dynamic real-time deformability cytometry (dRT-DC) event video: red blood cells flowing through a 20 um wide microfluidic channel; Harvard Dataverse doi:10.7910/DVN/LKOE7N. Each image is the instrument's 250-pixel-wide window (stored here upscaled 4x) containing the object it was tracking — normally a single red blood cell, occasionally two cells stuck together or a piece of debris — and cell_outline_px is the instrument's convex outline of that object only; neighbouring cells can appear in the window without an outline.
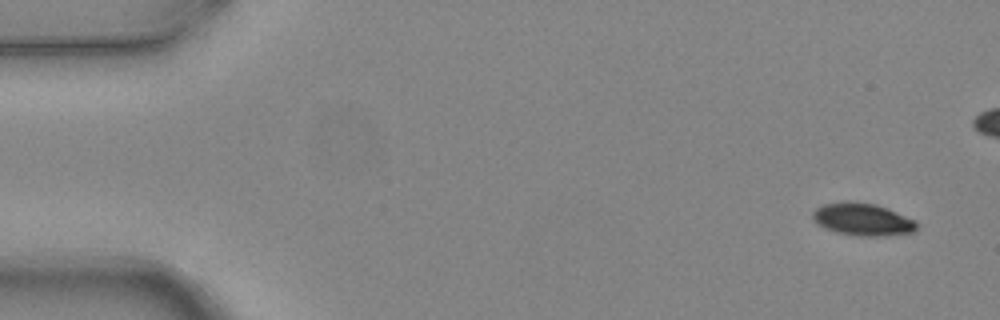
{"species": "common noctule bat (a hibernating species)", "species_latin": "Nyctalus noctula", "temperature_condition": "warm", "stored_images_in_passage": 9, "camera_frame_rate_fps": 3000, "um_per_image_px": 0.085, "animal": {"sex": "female", "body_mass_g": 24.6, "forearm_length_mm": 56.2}, "frame": {"image": 1, "passage_image": 1, "time_ms": 0.0, "image_size_px": [1000, 320], "cell_outline_px": [[916, 232], [884, 236], [860, 236], [836, 232], [824, 228], [816, 224], [812, 220], [812, 212], [816, 208], [824, 204], [844, 200], [848, 200], [876, 204], [888, 208], [916, 220]], "centroid_in_image_um": [73.3, 18.64], "position_along_channel_um": 11.7, "area_um2": 20.06}}
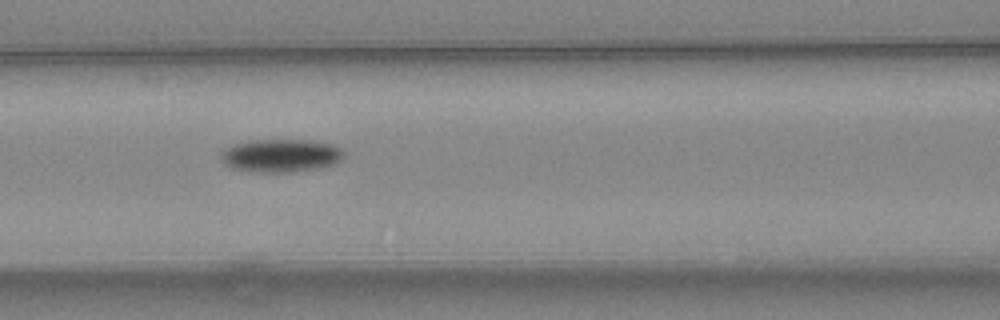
{"frame": {"image": 2, "passage_image": 8, "time_ms": 2.333, "image_size_px": [1000, 320], "cell_outline_px": [[344, 156], [340, 160], [332, 164], [320, 168], [296, 172], [248, 172], [232, 168], [224, 164], [220, 156], [232, 144], [252, 140], [316, 140], [336, 144], [344, 148]], "centroid_in_image_um": [23.93, 13.22], "position_along_channel_um": 142.7, "area_um2": 24.1}}
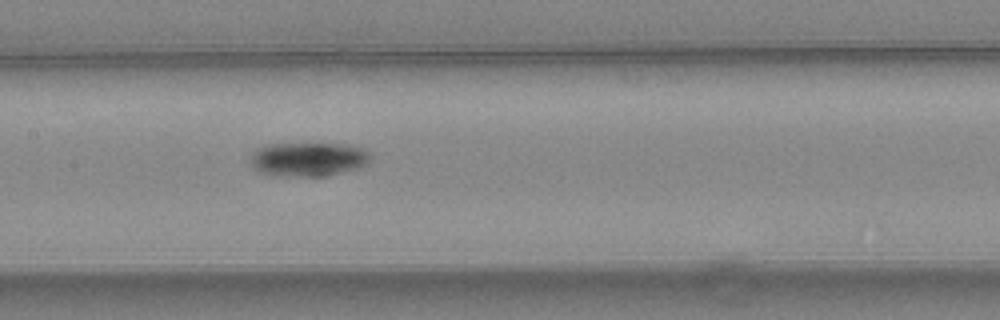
{"frame": {"image": 3, "passage_image": 9, "time_ms": 2.667, "image_size_px": [1000, 320], "cell_outline_px": [[372, 160], [368, 164], [360, 168], [324, 176], [280, 176], [260, 172], [252, 164], [252, 156], [256, 148], [272, 144], [348, 144], [364, 148], [372, 152]], "centroid_in_image_um": [26.32, 13.53], "position_along_channel_um": 181.1, "area_um2": 23.93}}